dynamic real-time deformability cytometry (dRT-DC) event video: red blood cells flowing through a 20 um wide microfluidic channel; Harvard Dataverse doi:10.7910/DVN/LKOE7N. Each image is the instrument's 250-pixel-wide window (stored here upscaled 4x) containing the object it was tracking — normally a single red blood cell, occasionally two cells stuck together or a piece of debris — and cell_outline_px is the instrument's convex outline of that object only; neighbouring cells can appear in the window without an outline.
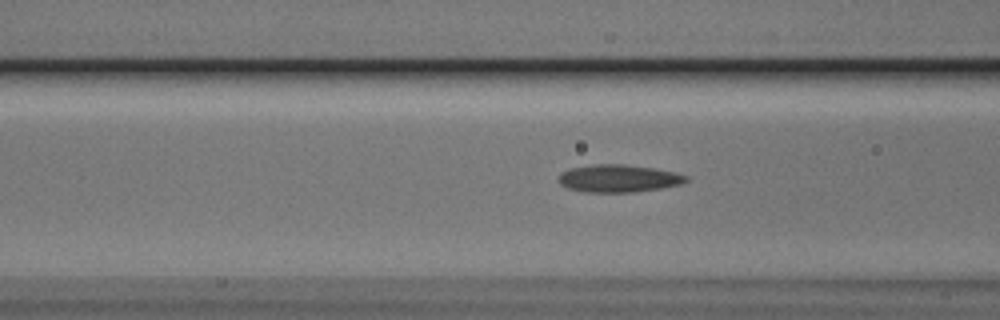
{"species": "Egyptian fruit bat (a non-hibernating species)", "species_latin": "Rousettus aegyptiacus", "temperature_condition": "cold", "stored_images_in_passage": 40, "camera_frame_rate_fps": 3000, "um_per_image_px": 0.085, "animal": {"sex": "male"}, "frame": {"image": 1, "passage_image": 8, "time_ms": 2.333, "image_size_px": [1000, 320], "cell_outline_px": [[688, 180], [680, 184], [660, 188], [636, 192], [584, 192], [568, 188], [560, 184], [556, 180], [556, 176], [560, 172], [568, 168], [592, 164], [624, 164], [652, 168], [672, 172], [688, 176]], "centroid_in_image_um": [52.48, 15.16], "position_along_channel_um": 114.1, "area_um2": 20.63}}
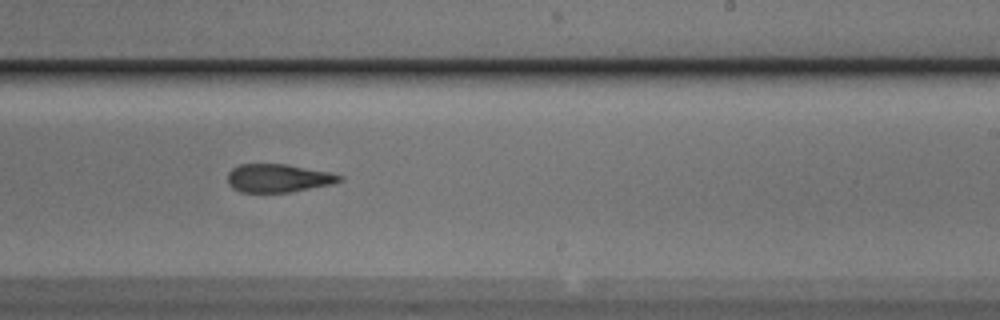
{"frame": {"image": 2, "passage_image": 20, "time_ms": 6.333, "image_size_px": [1000, 320], "cell_outline_px": [[344, 180], [332, 184], [292, 192], [240, 192], [232, 188], [228, 184], [228, 172], [232, 168], [240, 164], [284, 164], [328, 172], [344, 176]], "centroid_in_image_um": [23.64, 15.15], "position_along_channel_um": 265.4, "area_um2": 18.44}}
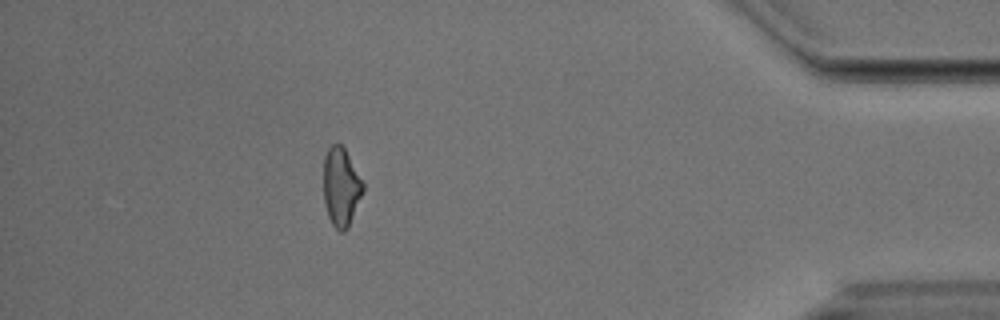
{"frame": {"image": 3, "passage_image": 35, "time_ms": 11.333, "image_size_px": [1000, 320], "cell_outline_px": [[364, 188], [348, 228], [344, 232], [340, 232], [332, 224], [328, 216], [324, 200], [324, 156], [328, 148], [332, 144], [340, 144], [344, 148], [364, 184]], "centroid_in_image_um": [28.98, 15.9], "position_along_channel_um": 406.2, "area_um2": 17.8}}